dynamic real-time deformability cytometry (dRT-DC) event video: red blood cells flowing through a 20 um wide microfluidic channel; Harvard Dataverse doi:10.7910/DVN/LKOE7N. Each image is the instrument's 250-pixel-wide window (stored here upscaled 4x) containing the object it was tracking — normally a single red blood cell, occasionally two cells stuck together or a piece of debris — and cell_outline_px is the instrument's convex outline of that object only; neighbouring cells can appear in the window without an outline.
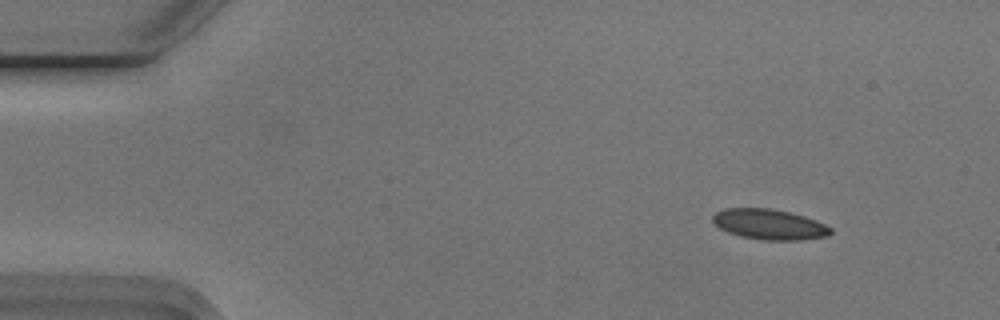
{"species": "Egyptian fruit bat (a non-hibernating species)", "species_latin": "Rousettus aegyptiacus", "temperature_condition": "cold", "stored_images_in_passage": 50, "segment_of_instrument_passage": [1, 2], "camera_frame_rate_fps": 3000, "um_per_image_px": 0.085, "animal": {"sex": "male"}, "frame": {"image": 1, "passage_image": 1, "time_ms": 0.0, "image_size_px": [1000, 320], "cell_outline_px": [[832, 232], [828, 236], [804, 240], [764, 240], [740, 236], [728, 232], [720, 228], [712, 220], [712, 216], [716, 212], [724, 208], [772, 208], [804, 216], [816, 220], [832, 228]], "centroid_in_image_um": [65.41, 19.07], "position_along_channel_um": 19.6, "area_um2": 20.92}}
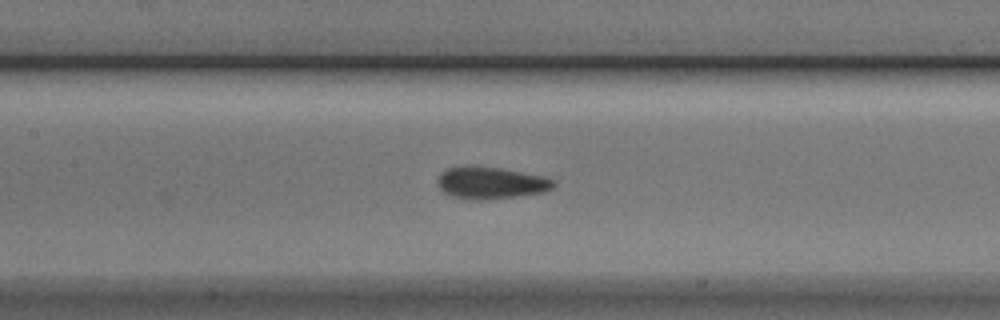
{"frame": {"image": 2, "passage_image": 20, "time_ms": 6.333, "image_size_px": [1000, 320], "cell_outline_px": [[556, 184], [552, 188], [544, 192], [516, 196], [480, 200], [468, 200], [452, 196], [444, 192], [440, 188], [436, 180], [440, 172], [448, 168], [464, 164], [472, 164], [500, 168], [544, 176], [552, 180]], "centroid_in_image_um": [41.66, 15.52], "position_along_channel_um": 165.7, "area_um2": 21.96}}
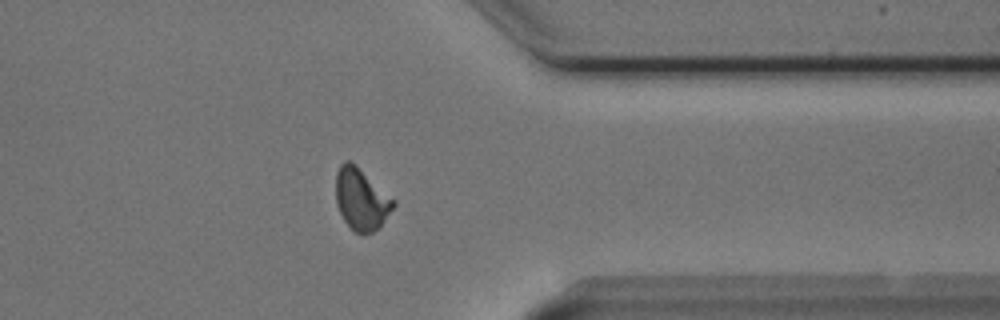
{"frame": {"image": 3, "passage_image": 38, "time_ms": 12.333, "image_size_px": [1000, 320], "cell_outline_px": [[396, 204], [384, 220], [372, 232], [356, 232], [344, 220], [336, 204], [336, 172], [340, 164], [344, 160], [348, 160], [356, 164], [396, 200]], "centroid_in_image_um": [30.7, 16.87], "position_along_channel_um": 380.7, "area_um2": 20.52}}